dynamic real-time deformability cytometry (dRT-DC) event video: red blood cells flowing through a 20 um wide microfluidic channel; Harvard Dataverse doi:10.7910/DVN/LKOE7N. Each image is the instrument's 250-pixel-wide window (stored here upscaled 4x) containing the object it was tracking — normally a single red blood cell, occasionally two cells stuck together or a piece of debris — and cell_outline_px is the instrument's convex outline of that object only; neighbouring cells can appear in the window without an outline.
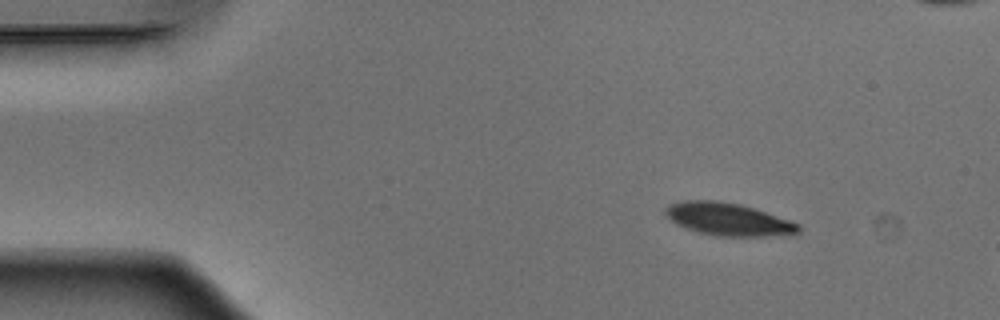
{"species": "Egyptian fruit bat (a non-hibernating species)", "species_latin": "Rousettus aegyptiacus", "temperature_condition": "warm", "stored_images_in_passage": 8, "camera_frame_rate_fps": 3000, "um_per_image_px": 0.085, "animal": {"sex": "male"}, "frame": {"image": 1, "passage_image": 1, "time_ms": 0.0, "image_size_px": [1000, 320], "cell_outline_px": [[800, 232], [796, 236], [716, 236], [696, 232], [684, 228], [676, 224], [664, 212], [664, 208], [668, 204], [680, 200], [716, 200], [740, 204], [800, 224]], "centroid_in_image_um": [61.9, 18.65], "position_along_channel_um": 23.1, "area_um2": 25.61}}